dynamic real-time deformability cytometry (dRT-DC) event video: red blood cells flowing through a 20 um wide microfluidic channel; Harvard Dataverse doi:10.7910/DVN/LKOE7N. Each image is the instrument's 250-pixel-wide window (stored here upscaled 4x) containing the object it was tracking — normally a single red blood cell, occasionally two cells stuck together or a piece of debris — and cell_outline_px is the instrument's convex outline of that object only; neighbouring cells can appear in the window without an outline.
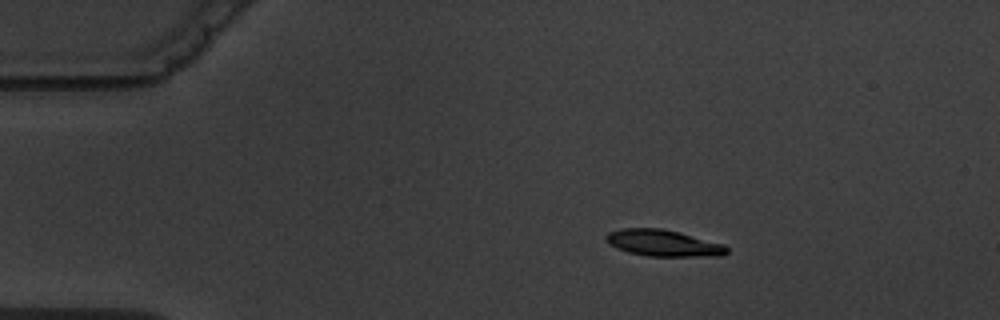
{"species": "common noctule bat (a hibernating species)", "species_latin": "Nyctalus noctula", "temperature_condition": "warm", "stored_images_in_passage": 3, "camera_frame_rate_fps": 3000, "um_per_image_px": 0.085, "animal": {"sex": "male", "body_mass_g": 19.5, "forearm_length_mm": 54.6}, "frame": {"image": 1, "passage_image": 1, "time_ms": 0.0, "image_size_px": [1000, 320], "cell_outline_px": [[728, 252], [720, 256], [648, 256], [628, 252], [616, 248], [608, 244], [604, 240], [604, 236], [608, 232], [620, 228], [660, 228], [680, 232], [724, 244], [728, 248]], "centroid_in_image_um": [56.34, 20.65], "position_along_channel_um": 28.7, "area_um2": 18.84}}